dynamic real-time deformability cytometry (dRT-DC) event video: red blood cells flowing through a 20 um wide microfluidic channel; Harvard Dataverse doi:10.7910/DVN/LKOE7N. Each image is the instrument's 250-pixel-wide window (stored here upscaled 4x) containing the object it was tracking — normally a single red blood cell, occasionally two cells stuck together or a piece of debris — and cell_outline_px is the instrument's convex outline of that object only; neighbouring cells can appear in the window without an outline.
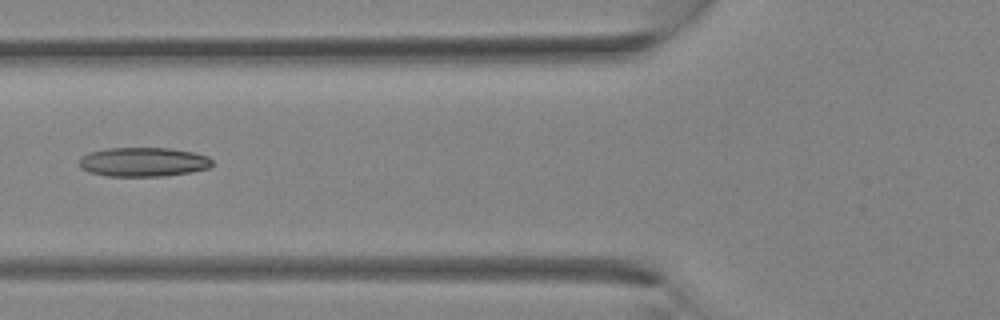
{"species": "Egyptian fruit bat (a non-hibernating species)", "species_latin": "Rousettus aegyptiacus", "temperature_condition": "room temperature", "stored_images_in_passage": 33, "camera_frame_rate_fps": 3000, "um_per_image_px": 0.085, "animal": {"sex": "female"}, "frame": {"image": 1, "passage_image": 13, "time_ms": 4.0, "image_size_px": [1000, 320], "cell_outline_px": [[212, 164], [208, 168], [192, 172], [164, 176], [104, 176], [88, 172], [80, 168], [76, 164], [84, 156], [92, 152], [108, 148], [168, 148], [192, 152], [208, 156], [212, 160]], "centroid_in_image_um": [12.17, 13.78], "position_along_channel_um": 113.6, "area_um2": 22.66}}
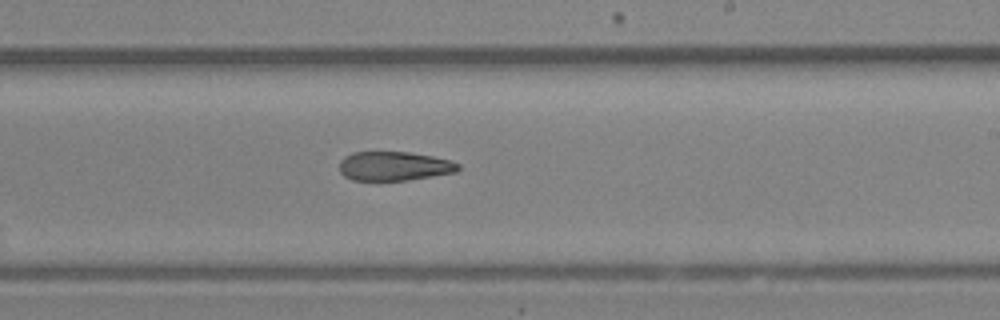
{"frame": {"image": 2, "passage_image": 20, "time_ms": 6.333, "image_size_px": [1000, 320], "cell_outline_px": [[460, 168], [456, 172], [408, 180], [352, 180], [344, 176], [340, 172], [340, 160], [344, 156], [352, 152], [408, 152], [432, 156], [452, 160], [460, 164]], "centroid_in_image_um": [33.5, 14.11], "position_along_channel_um": 255.5, "area_um2": 20.23}}
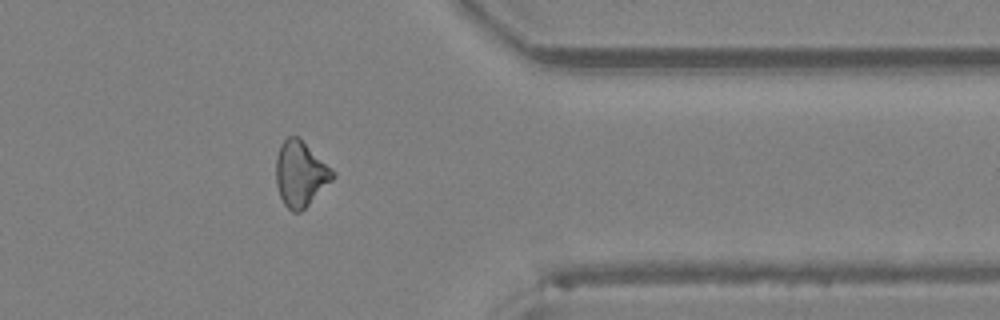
{"frame": {"image": 3, "passage_image": 27, "time_ms": 8.667, "image_size_px": [1000, 320], "cell_outline_px": [[336, 176], [300, 212], [292, 212], [284, 204], [280, 196], [276, 184], [276, 156], [280, 144], [288, 136], [296, 136], [332, 168], [336, 172]], "centroid_in_image_um": [25.52, 14.78], "position_along_channel_um": 385.9, "area_um2": 21.27}}